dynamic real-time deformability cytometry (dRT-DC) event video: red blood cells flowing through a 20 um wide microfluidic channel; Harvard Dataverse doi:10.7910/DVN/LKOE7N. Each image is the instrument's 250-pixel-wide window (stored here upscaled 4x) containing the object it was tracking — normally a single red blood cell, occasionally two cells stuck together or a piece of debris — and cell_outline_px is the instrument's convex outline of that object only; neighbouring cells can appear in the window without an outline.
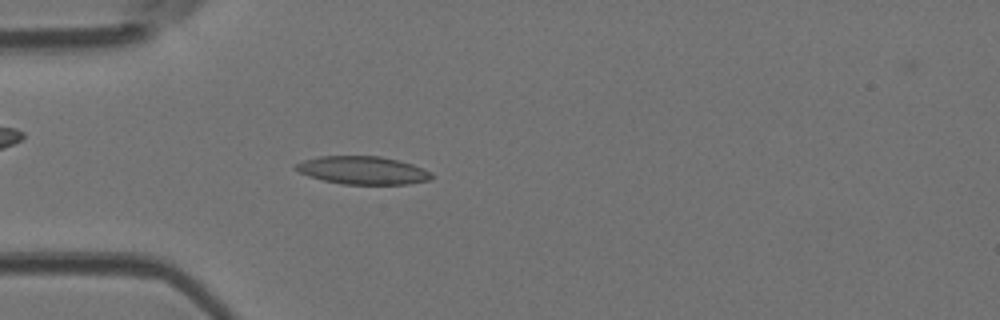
{"species": "Egyptian fruit bat (a non-hibernating species)", "species_latin": "Rousettus aegyptiacus", "temperature_condition": "room temperature", "stored_images_in_passage": 4, "camera_frame_rate_fps": 3000, "um_per_image_px": 0.085, "animal": {"sex": "female"}, "frame": {"image": 1, "passage_image": 4, "time_ms": 1.0, "image_size_px": [1000, 320], "cell_outline_px": [[432, 180], [408, 184], [340, 184], [308, 176], [292, 168], [296, 164], [304, 160], [320, 156], [380, 156], [412, 164], [424, 168], [432, 172]], "centroid_in_image_um": [30.85, 14.48], "position_along_channel_um": 54.2, "area_um2": 22.2}}